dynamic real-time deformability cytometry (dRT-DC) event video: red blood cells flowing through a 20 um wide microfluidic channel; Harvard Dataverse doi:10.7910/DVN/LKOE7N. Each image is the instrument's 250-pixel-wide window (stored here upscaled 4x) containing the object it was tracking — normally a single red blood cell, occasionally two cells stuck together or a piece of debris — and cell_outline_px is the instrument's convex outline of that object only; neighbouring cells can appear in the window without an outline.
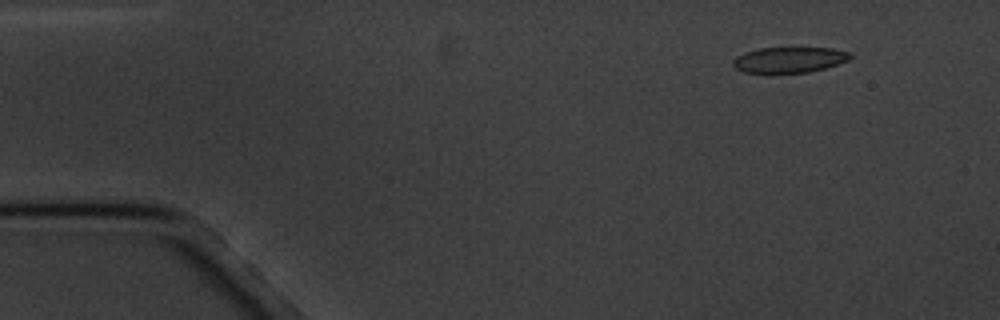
{"species": "common noctule bat (a hibernating species)", "species_latin": "Nyctalus noctula", "temperature_condition": "cold", "stored_images_in_passage": 4, "camera_frame_rate_fps": 3000, "um_per_image_px": 0.085, "animal": {"sex": "male", "body_mass_g": 20.1, "forearm_length_mm": 53.5}, "frame": {"image": 1, "passage_image": 2, "time_ms": 1.0, "image_size_px": [1000, 320], "cell_outline_px": [[852, 56], [848, 60], [824, 68], [808, 72], [744, 72], [736, 68], [732, 64], [732, 60], [736, 56], [744, 52], [760, 48], [792, 44], [832, 48], [852, 52]], "centroid_in_image_um": [67.11, 5.0], "position_along_channel_um": 17.9, "area_um2": 18.38}}
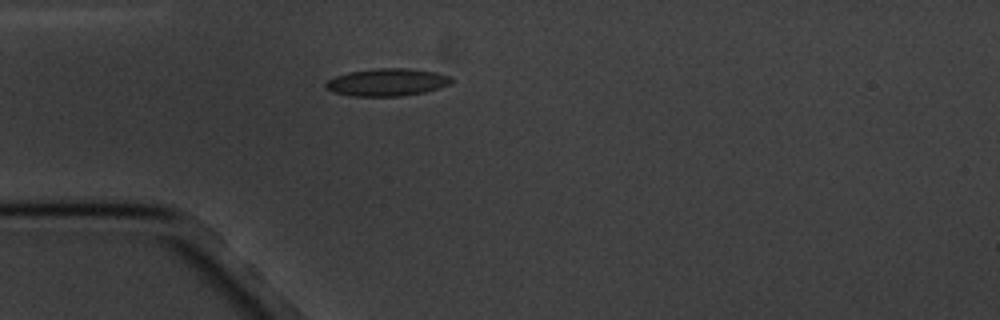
{"frame": {"image": 2, "passage_image": 4, "time_ms": 4.333, "image_size_px": [1000, 320], "cell_outline_px": [[452, 80], [448, 84], [424, 92], [400, 96], [352, 96], [332, 92], [324, 88], [324, 84], [328, 80], [336, 76], [348, 72], [372, 68], [408, 68], [436, 72], [452, 76]], "centroid_in_image_um": [32.85, 6.98], "position_along_channel_um": 52.2, "area_um2": 20.17}}